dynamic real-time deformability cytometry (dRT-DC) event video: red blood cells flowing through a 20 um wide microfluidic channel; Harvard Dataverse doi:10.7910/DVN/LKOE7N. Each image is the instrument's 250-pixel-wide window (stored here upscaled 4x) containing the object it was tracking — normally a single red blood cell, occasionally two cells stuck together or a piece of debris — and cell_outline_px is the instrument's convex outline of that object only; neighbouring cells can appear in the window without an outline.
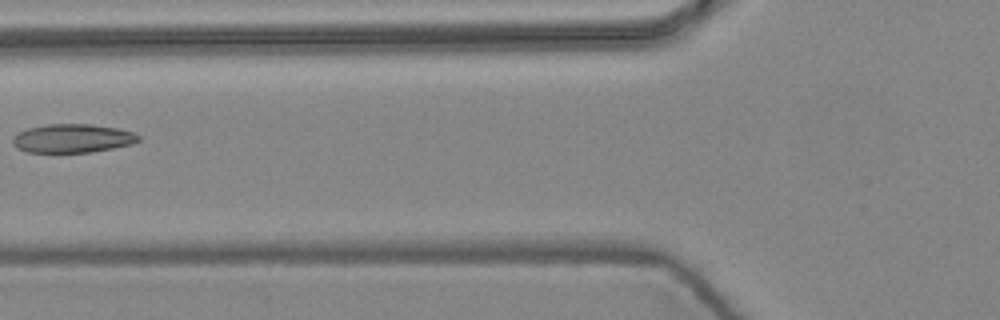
{"species": "common noctule bat (a hibernating species)", "species_latin": "Nyctalus noctula", "temperature_condition": "warm", "stored_images_in_passage": 6, "camera_frame_rate_fps": 3000, "um_per_image_px": 0.085, "animal": {"sex": "female", "body_mass_g": 24.6, "forearm_length_mm": 56.2}, "frame": {"image": 1, "passage_image": 6, "time_ms": 1.667, "image_size_px": [1000, 320], "cell_outline_px": [[140, 140], [132, 144], [92, 152], [24, 152], [16, 148], [12, 144], [12, 136], [28, 128], [48, 124], [88, 124], [120, 128], [132, 132], [140, 136]], "centroid_in_image_um": [6.14, 11.76], "position_along_channel_um": 119.7, "area_um2": 21.1}}